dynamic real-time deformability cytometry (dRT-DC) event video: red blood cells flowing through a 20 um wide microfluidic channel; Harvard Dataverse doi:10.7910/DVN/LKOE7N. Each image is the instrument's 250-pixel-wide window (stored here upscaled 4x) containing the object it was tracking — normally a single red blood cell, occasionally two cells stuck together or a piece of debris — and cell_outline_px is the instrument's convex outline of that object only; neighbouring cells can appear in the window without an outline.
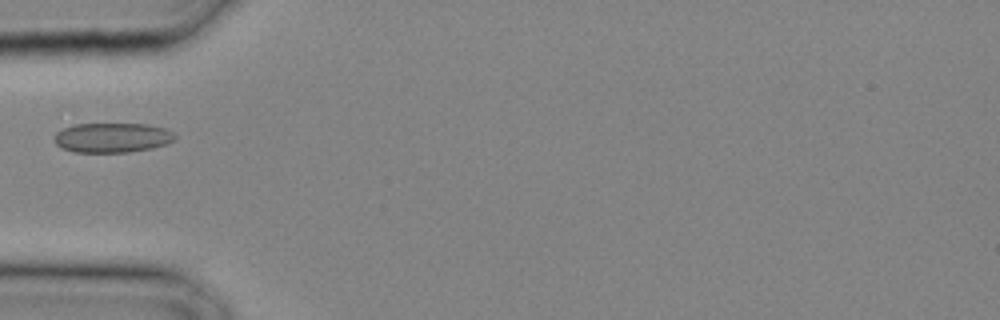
{"species": "common noctule bat (a hibernating species)", "species_latin": "Nyctalus noctula", "temperature_condition": "cold", "stored_images_in_passage": 12, "camera_frame_rate_fps": 3000, "um_per_image_px": 0.085, "animal": {"sex": "male", "body_mass_g": 20.4}, "frame": {"image": 1, "passage_image": 7, "time_ms": 2.0, "image_size_px": [1000, 320], "cell_outline_px": [[176, 140], [152, 148], [128, 152], [72, 152], [60, 148], [52, 140], [56, 132], [64, 128], [76, 124], [148, 124], [164, 128], [172, 132], [176, 136]], "centroid_in_image_um": [9.51, 11.7], "position_along_channel_um": 75.5, "area_um2": 20.98}}
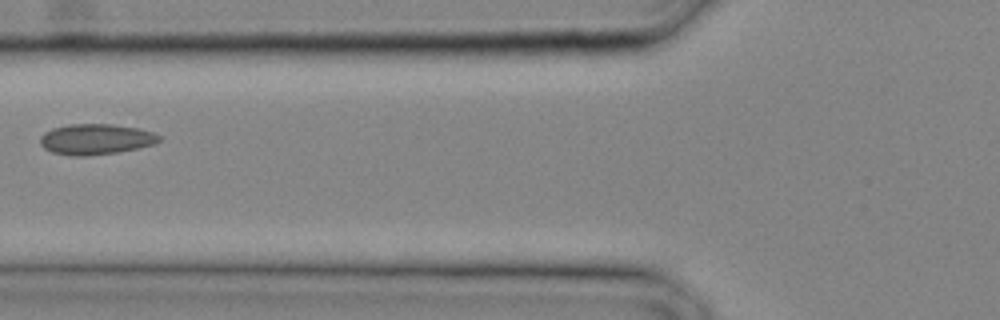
{"frame": {"image": 2, "passage_image": 9, "time_ms": 2.667, "image_size_px": [1000, 320], "cell_outline_px": [[164, 136], [156, 144], [116, 152], [88, 156], [72, 156], [52, 152], [44, 148], [40, 144], [40, 136], [44, 132], [52, 128], [68, 124], [112, 124], [136, 128], [152, 132]], "centroid_in_image_um": [8.13, 11.83], "position_along_channel_um": 117.7, "area_um2": 21.33}}